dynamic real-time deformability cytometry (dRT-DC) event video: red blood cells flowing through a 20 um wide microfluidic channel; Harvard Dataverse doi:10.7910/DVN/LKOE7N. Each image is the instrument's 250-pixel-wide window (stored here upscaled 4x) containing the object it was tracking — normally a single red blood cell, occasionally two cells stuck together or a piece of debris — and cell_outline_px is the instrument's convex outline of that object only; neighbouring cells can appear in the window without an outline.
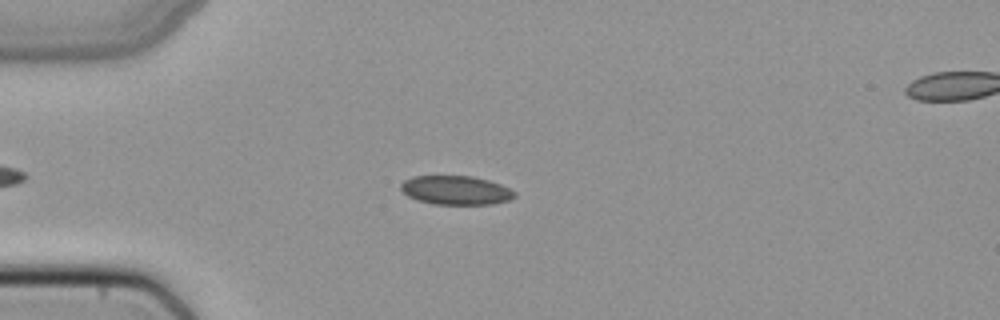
{"species": "common noctule bat (a hibernating species)", "species_latin": "Nyctalus noctula", "temperature_condition": "cold", "stored_images_in_passage": 47, "camera_frame_rate_fps": 3000, "um_per_image_px": 0.085, "animal": {"sex": "female", "body_mass_g": 22.7, "forearm_length_mm": 54.2}, "frame": {"image": 1, "passage_image": 10, "time_ms": 3.0, "image_size_px": [1000, 320], "cell_outline_px": [[516, 196], [508, 200], [492, 204], [432, 204], [416, 200], [408, 196], [400, 188], [400, 184], [404, 180], [412, 176], [472, 176], [488, 180], [500, 184], [516, 192]], "centroid_in_image_um": [38.72, 16.17], "position_along_channel_um": 46.3, "area_um2": 19.19}}
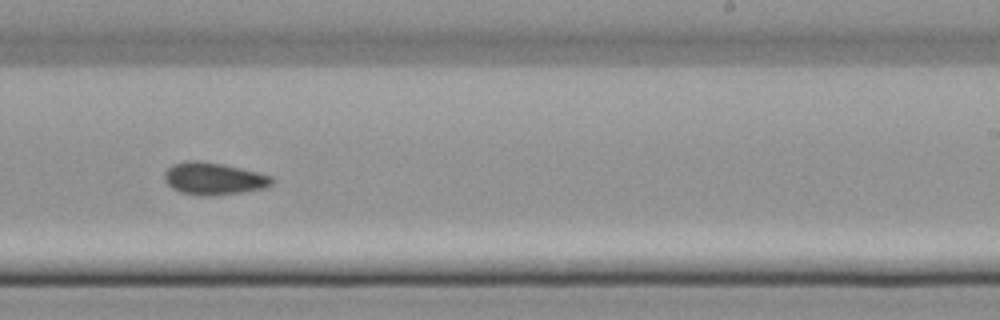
{"frame": {"image": 2, "passage_image": 28, "time_ms": 9.0, "image_size_px": [1000, 320], "cell_outline_px": [[276, 180], [272, 184], [264, 188], [240, 192], [208, 196], [200, 196], [180, 192], [172, 188], [164, 180], [164, 172], [172, 164], [184, 160], [200, 160], [240, 168], [272, 176]], "centroid_in_image_um": [18.13, 15.18], "position_along_channel_um": 270.9, "area_um2": 20.23}}
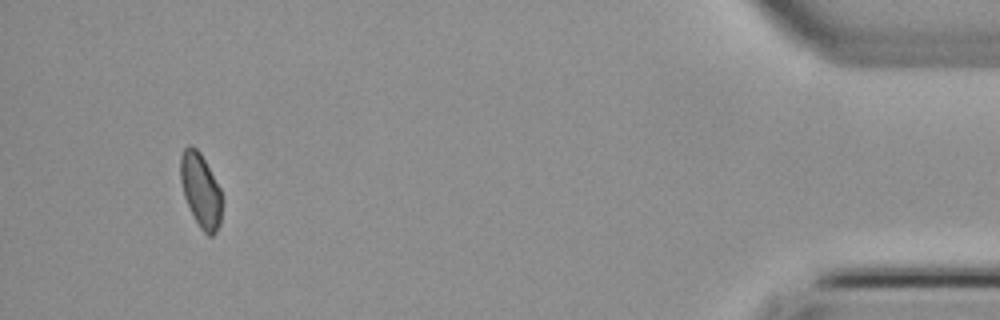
{"frame": {"image": 3, "passage_image": 44, "time_ms": 14.333, "image_size_px": [1000, 320], "cell_outline_px": [[224, 200], [220, 224], [216, 232], [212, 236], [208, 236], [200, 228], [184, 196], [180, 180], [180, 156], [184, 148], [188, 144], [192, 144], [200, 152], [220, 188]], "centroid_in_image_um": [17.08, 16.17], "position_along_channel_um": 418.1, "area_um2": 18.15}}